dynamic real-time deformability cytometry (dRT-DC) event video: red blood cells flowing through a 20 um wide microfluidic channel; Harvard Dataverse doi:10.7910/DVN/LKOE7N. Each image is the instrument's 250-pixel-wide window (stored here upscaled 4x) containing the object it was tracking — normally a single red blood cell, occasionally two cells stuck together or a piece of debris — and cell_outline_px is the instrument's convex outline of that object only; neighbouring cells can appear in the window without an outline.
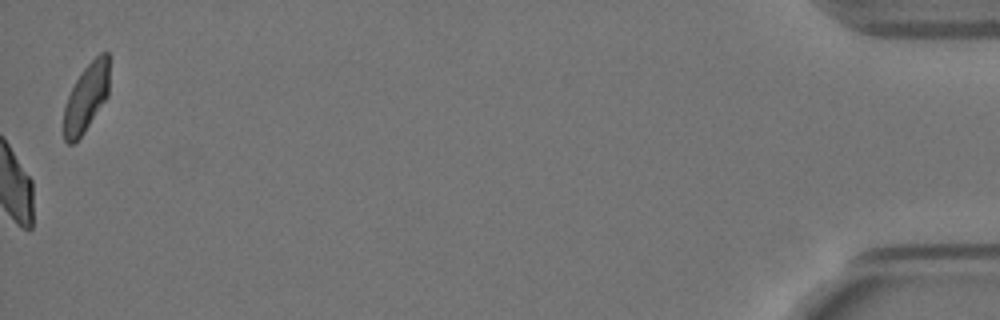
{"species": "Egyptian fruit bat (a non-hibernating species)", "species_latin": "Rousettus aegyptiacus", "temperature_condition": "warm", "stored_images_in_passage": 56, "camera_frame_rate_fps": 3000, "um_per_image_px": 0.085, "animal": {"sex": "female"}, "frame": {"image": 1, "passage_image": 56, "time_ms": 18.333, "image_size_px": [1000, 320], "cell_outline_px": [[108, 96], [84, 132], [72, 144], [68, 144], [64, 140], [64, 104], [80, 72], [100, 52], [108, 52]], "centroid_in_image_um": [7.32, 8.29], "position_along_channel_um": 427.9, "area_um2": 17.86}, "authors_computed_cell_mechanics": {"area_um2": 22.4264, "velocity_mm_per_s": 3.5142, "shape_relaxation_time_tau1_ms": 7.656, "shape_relaxation_time_tau2_ms": 0.6874, "deformation_change_tau1": 0.1643, "deformation_change_tau2": 0.0649}}